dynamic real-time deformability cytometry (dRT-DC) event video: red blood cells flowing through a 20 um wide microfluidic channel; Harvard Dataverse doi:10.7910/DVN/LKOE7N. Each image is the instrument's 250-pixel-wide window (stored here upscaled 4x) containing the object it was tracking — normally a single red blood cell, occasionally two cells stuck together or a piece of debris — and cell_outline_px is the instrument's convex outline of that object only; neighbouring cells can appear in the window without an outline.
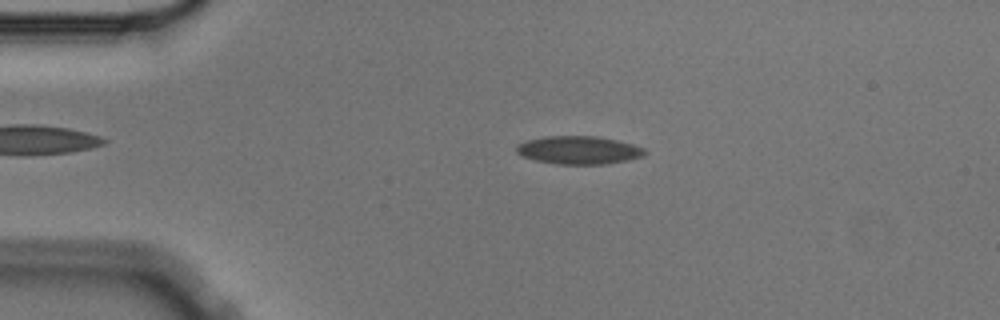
{"species": "Egyptian fruit bat (a non-hibernating species)", "species_latin": "Rousettus aegyptiacus", "temperature_condition": "cold", "stored_images_in_passage": 4, "camera_frame_rate_fps": 3000, "um_per_image_px": 0.085, "animal": {"sex": "male"}, "frame": {"image": 1, "passage_image": 3, "time_ms": 0.667, "image_size_px": [1000, 320], "cell_outline_px": [[648, 152], [644, 156], [628, 160], [604, 164], [556, 164], [536, 160], [520, 156], [516, 152], [516, 144], [528, 140], [544, 136], [596, 136], [616, 140], [632, 144], [644, 148]], "centroid_in_image_um": [49.18, 12.76], "position_along_channel_um": 35.8, "area_um2": 21.1}}